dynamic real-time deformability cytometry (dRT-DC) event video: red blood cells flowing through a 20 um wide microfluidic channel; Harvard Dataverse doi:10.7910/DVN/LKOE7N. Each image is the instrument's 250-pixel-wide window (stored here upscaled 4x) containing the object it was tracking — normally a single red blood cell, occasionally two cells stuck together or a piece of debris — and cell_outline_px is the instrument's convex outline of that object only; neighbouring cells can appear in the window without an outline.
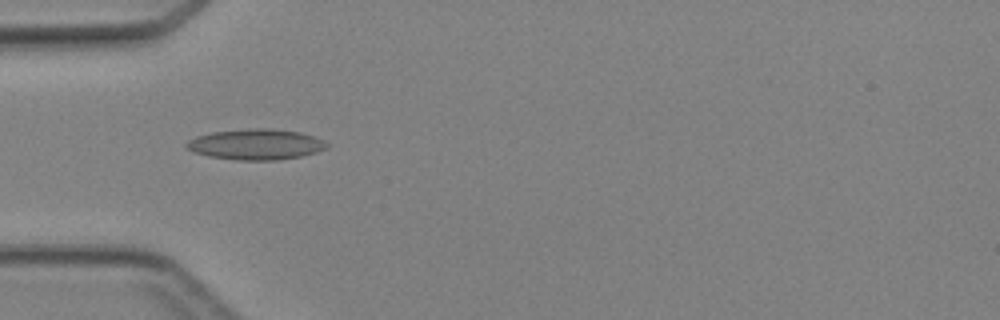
{"species": "Egyptian fruit bat (a non-hibernating species)", "species_latin": "Rousettus aegyptiacus", "temperature_condition": "cold", "stored_images_in_passage": 3, "camera_frame_rate_fps": 3000, "um_per_image_px": 0.085, "animal": {"sex": "female"}, "frame": {"image": 1, "passage_image": 2, "time_ms": 1.333, "image_size_px": [1000, 320], "cell_outline_px": [[328, 144], [324, 148], [316, 152], [300, 156], [276, 160], [236, 160], [208, 156], [192, 152], [184, 144], [188, 140], [196, 136], [212, 132], [248, 128], [268, 128], [300, 132], [324, 140]], "centroid_in_image_um": [21.7, 12.27], "position_along_channel_um": 63.3, "area_um2": 25.03}}
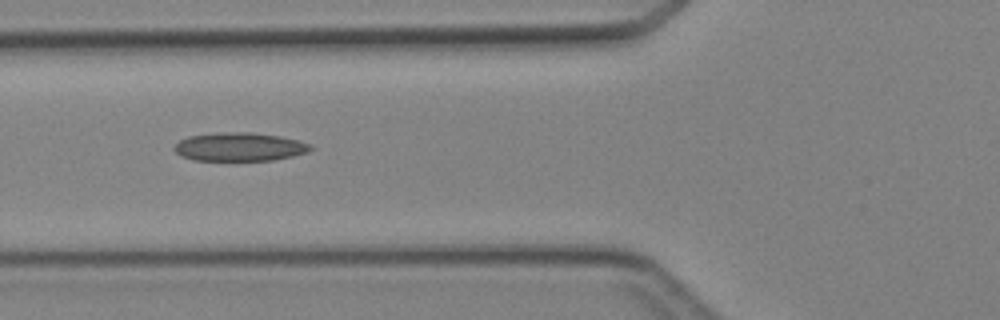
{"frame": {"image": 2, "passage_image": 3, "time_ms": 2.333, "image_size_px": [1000, 320], "cell_outline_px": [[312, 148], [308, 152], [292, 156], [272, 160], [192, 160], [180, 156], [172, 148], [180, 140], [188, 136], [228, 132], [248, 132], [280, 136], [300, 140], [312, 144]], "centroid_in_image_um": [20.37, 12.48], "position_along_channel_um": 105.4, "area_um2": 22.6}}